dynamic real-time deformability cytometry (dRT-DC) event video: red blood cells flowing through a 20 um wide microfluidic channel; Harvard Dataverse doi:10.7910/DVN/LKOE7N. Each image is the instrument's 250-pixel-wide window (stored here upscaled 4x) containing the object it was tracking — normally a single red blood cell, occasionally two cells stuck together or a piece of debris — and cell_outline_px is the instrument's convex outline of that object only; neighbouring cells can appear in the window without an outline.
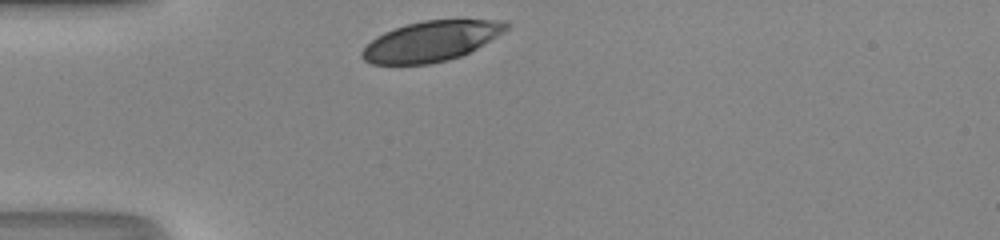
{"species": "human", "species_latin": "Homo sapiens", "temperature_condition": "room temperature", "stored_images_in_passage": 27, "camera_frame_rate_fps": 3000, "um_per_image_px": 0.085, "donor": {"sex": "male"}, "frame": {"image": 1, "passage_image": 1, "time_ms": 0.0, "image_size_px": [1000, 240], "cell_outline_px": [[512, 24], [504, 32], [476, 48], [460, 56], [448, 60], [428, 64], [372, 64], [364, 60], [360, 56], [360, 52], [376, 36], [384, 32], [408, 24], [424, 20], [508, 20]], "centroid_in_image_um": [36.66, 3.5], "position_along_channel_um": 48.3, "area_um2": 33.64}}
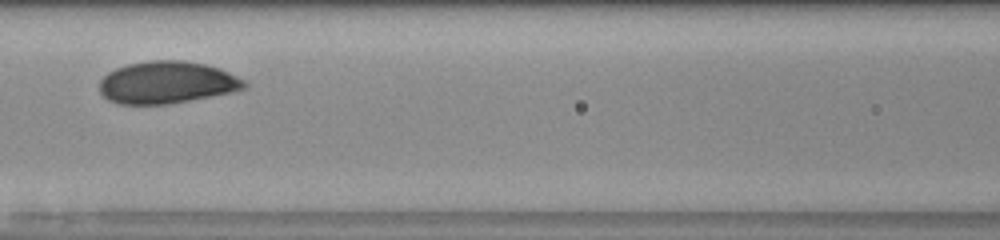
{"frame": {"image": 2, "passage_image": 10, "time_ms": 3.0, "image_size_px": [1000, 240], "cell_outline_px": [[248, 88], [232, 92], [168, 104], [120, 104], [108, 100], [100, 92], [100, 80], [108, 72], [116, 68], [128, 64], [148, 60], [184, 60], [204, 64], [220, 68], [244, 80], [248, 84]], "centroid_in_image_um": [14.19, 7.0], "position_along_channel_um": 152.4, "area_um2": 35.66}}
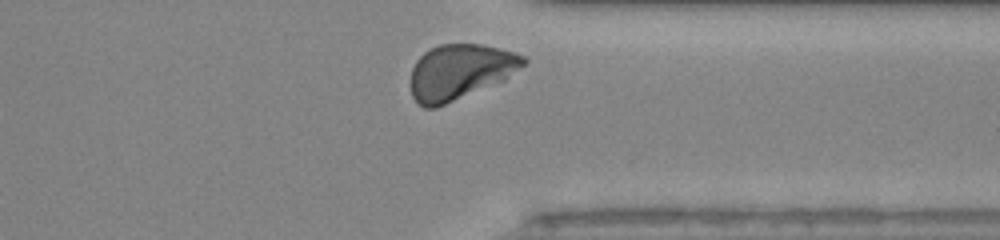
{"frame": {"image": 3, "passage_image": 26, "time_ms": 8.333, "image_size_px": [1000, 240], "cell_outline_px": [[528, 60], [524, 64], [504, 80], [436, 108], [424, 108], [416, 104], [412, 96], [412, 68], [416, 60], [424, 52], [440, 44], [480, 44], [512, 52], [524, 56]], "centroid_in_image_um": [39.07, 6.12], "position_along_channel_um": 372.3, "area_um2": 35.95}, "authors_computed_cell_mechanics": {"area_um2": 35.3736, "velocity_mm_per_s": 4.1468, "shape_relaxation_time_tau1_ms": 1.9914, "shape_relaxation_time_tau2_ms": null, "deformation_change_tau1": 0.1171, "deformation_change_tau2": null}}